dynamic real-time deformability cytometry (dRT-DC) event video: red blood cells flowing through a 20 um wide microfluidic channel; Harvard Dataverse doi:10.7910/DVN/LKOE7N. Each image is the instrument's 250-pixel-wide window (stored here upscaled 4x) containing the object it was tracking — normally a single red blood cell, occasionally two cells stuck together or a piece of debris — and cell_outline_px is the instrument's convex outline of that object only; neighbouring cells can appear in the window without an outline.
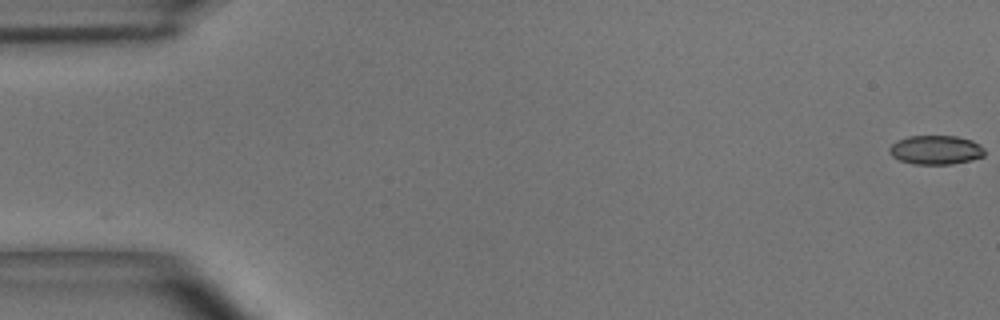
{"species": "common noctule bat (a hibernating species)", "species_latin": "Nyctalus noctula", "temperature_condition": "room temperature", "stored_images_in_passage": 55, "camera_frame_rate_fps": 3000, "um_per_image_px": 0.085, "animal": {"sex": "male", "body_mass_g": 15.6}, "frame": {"image": 1, "passage_image": 1, "time_ms": 0.0, "image_size_px": [1000, 320], "cell_outline_px": [[984, 156], [972, 160], [952, 164], [912, 164], [900, 160], [892, 156], [888, 152], [888, 148], [896, 140], [908, 136], [956, 136], [972, 140], [980, 144], [984, 148]], "centroid_in_image_um": [79.53, 12.74], "position_along_channel_um": 5.5, "area_um2": 16.3}}
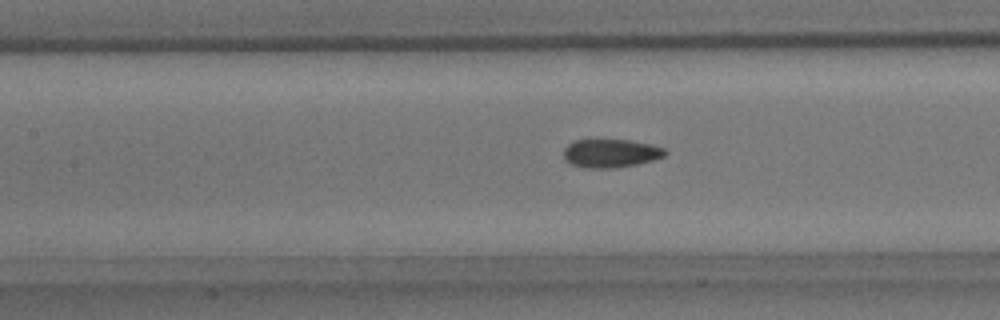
{"frame": {"image": 2, "passage_image": 25, "time_ms": 8.0, "image_size_px": [1000, 320], "cell_outline_px": [[668, 152], [664, 156], [652, 160], [636, 164], [616, 168], [588, 168], [572, 164], [564, 160], [564, 148], [572, 140], [628, 140], [652, 144], [664, 148]], "centroid_in_image_um": [51.9, 13.02], "position_along_channel_um": 155.5, "area_um2": 16.82}}
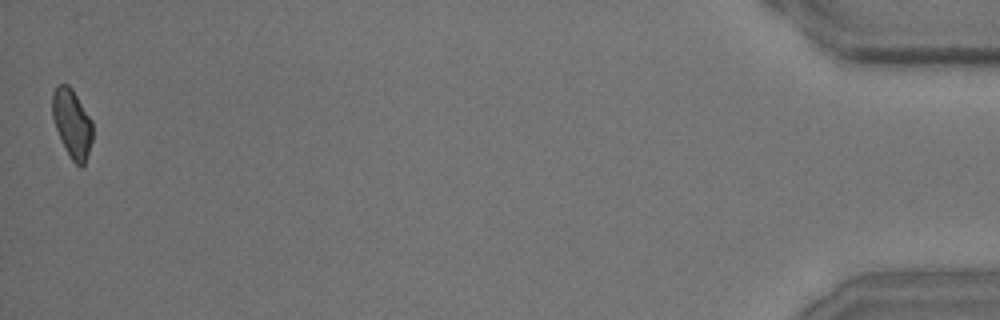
{"frame": {"image": 3, "passage_image": 55, "time_ms": 18.0, "image_size_px": [1000, 320], "cell_outline_px": [[92, 140], [84, 164], [80, 168], [72, 160], [56, 128], [52, 116], [52, 92], [60, 84], [68, 84], [72, 88], [92, 120]], "centroid_in_image_um": [6.13, 10.46], "position_along_channel_um": 429.1, "area_um2": 15.78}, "authors_computed_cell_mechanics": {"area_um2": 16.8198, "velocity_mm_per_s": 3.6611, "shape_relaxation_time_tau1_ms": 6.5218, "shape_relaxation_time_tau2_ms": 1.6475, "deformation_change_tau1": 0.1278, "deformation_change_tau2": 0.0642}}